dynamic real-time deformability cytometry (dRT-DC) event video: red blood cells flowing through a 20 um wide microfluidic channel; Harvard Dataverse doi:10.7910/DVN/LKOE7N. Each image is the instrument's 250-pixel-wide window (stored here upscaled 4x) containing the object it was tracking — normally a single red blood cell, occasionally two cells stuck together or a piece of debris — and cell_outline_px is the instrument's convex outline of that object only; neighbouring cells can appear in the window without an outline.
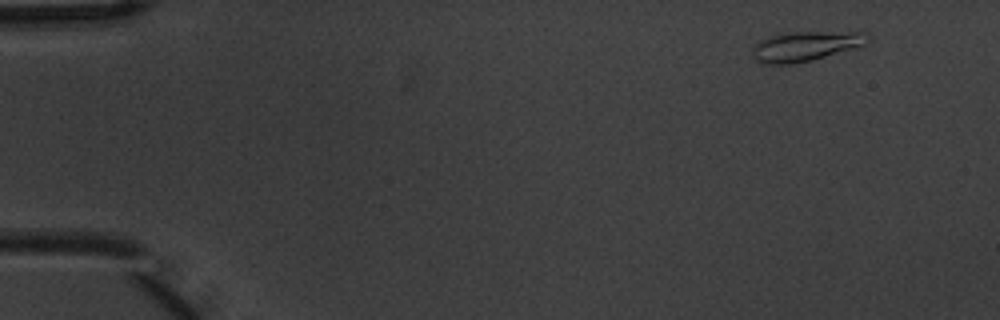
{"species": "common noctule bat (a hibernating species)", "species_latin": "Nyctalus noctula", "temperature_condition": "warm", "stored_images_in_passage": 4, "camera_frame_rate_fps": 3000, "um_per_image_px": 0.085, "animal": {"sex": "male", "body_mass_g": 20.1, "forearm_length_mm": 53.5}, "frame": {"image": 1, "passage_image": 1, "time_ms": 0.0, "image_size_px": [1000, 320], "cell_outline_px": [[872, 40], [864, 44], [852, 48], [812, 60], [792, 64], [760, 64], [752, 56], [752, 48], [760, 40], [776, 32], [864, 32], [872, 36]], "centroid_in_image_um": [68.42, 3.91], "position_along_channel_um": 16.6, "area_um2": 20.23}}